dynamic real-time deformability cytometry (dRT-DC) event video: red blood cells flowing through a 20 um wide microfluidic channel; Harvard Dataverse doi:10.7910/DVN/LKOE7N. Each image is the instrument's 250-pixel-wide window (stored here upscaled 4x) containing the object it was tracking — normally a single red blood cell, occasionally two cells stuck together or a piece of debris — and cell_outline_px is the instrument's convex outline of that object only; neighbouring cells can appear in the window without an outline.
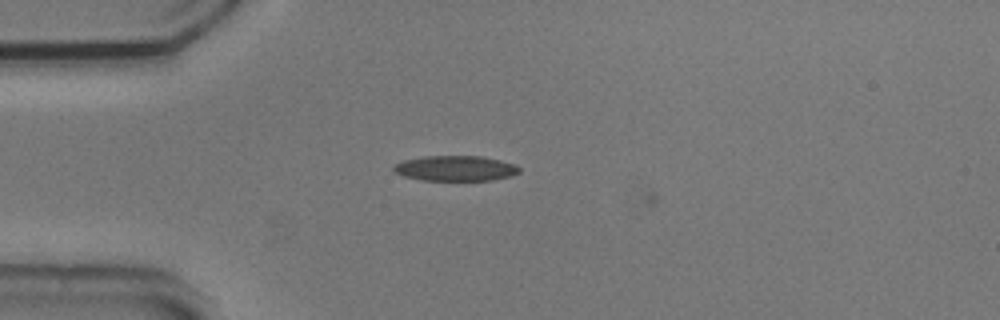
{"species": "common noctule bat (a hibernating species)", "species_latin": "Nyctalus noctula", "temperature_condition": "cold", "stored_images_in_passage": 6, "camera_frame_rate_fps": 3000, "um_per_image_px": 0.085, "animal": {"sex": "male", "body_mass_g": 20.5, "forearm_length_mm": 52.5}, "frame": {"image": 1, "passage_image": 4, "time_ms": 1.0, "image_size_px": [1000, 320], "cell_outline_px": [[520, 172], [512, 176], [492, 180], [424, 180], [404, 176], [392, 172], [392, 168], [396, 164], [404, 160], [424, 156], [480, 156], [500, 160], [516, 164], [520, 168]], "centroid_in_image_um": [38.73, 14.31], "position_along_channel_um": 46.3, "area_um2": 18.55}}